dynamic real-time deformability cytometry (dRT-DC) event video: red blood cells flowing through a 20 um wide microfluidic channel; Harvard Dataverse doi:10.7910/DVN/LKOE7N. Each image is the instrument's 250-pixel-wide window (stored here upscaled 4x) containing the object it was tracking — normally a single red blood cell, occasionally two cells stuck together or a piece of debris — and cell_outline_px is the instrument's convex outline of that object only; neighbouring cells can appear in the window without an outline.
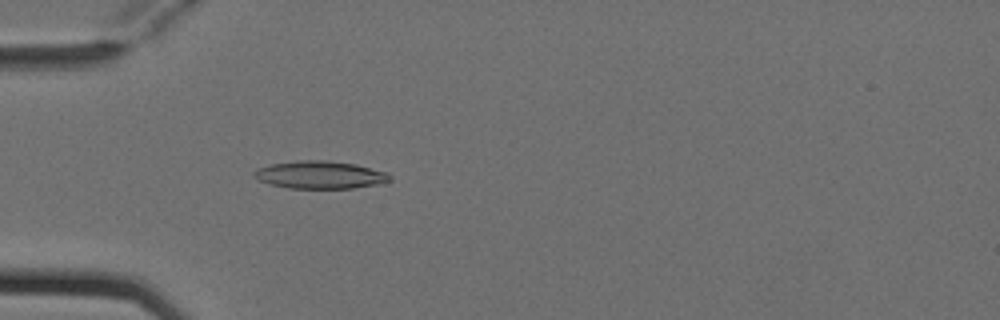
{"species": "Egyptian fruit bat (a non-hibernating species)", "species_latin": "Rousettus aegyptiacus", "temperature_condition": "cold", "stored_images_in_passage": 5, "camera_frame_rate_fps": 3000, "um_per_image_px": 0.085, "animal": {"sex": "female"}, "frame": {"image": 1, "passage_image": 5, "time_ms": 1.333, "image_size_px": [1000, 320], "cell_outline_px": [[392, 180], [376, 184], [352, 188], [288, 188], [272, 184], [260, 180], [252, 176], [252, 172], [256, 168], [272, 164], [296, 160], [324, 160], [356, 164], [388, 172], [392, 176]], "centroid_in_image_um": [27.21, 14.85], "position_along_channel_um": 57.8, "area_um2": 21.91}}